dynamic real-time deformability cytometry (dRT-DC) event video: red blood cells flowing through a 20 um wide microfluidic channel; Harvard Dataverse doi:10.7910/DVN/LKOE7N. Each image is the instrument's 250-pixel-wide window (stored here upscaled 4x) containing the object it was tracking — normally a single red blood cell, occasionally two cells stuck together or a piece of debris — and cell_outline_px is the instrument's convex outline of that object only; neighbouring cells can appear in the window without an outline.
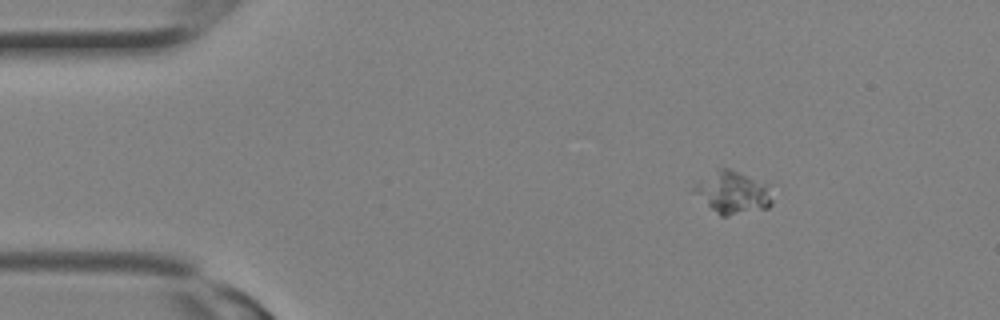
{"species": "Egyptian fruit bat (a non-hibernating species)", "species_latin": "Rousettus aegyptiacus", "temperature_condition": "room temperature", "stored_images_in_passage": 3, "camera_frame_rate_fps": 3000, "um_per_image_px": 0.085, "animal": {"sex": "female"}, "frame": {"image": 1, "passage_image": 1, "time_ms": 0.0, "image_size_px": [1000, 320], "cell_outline_px": [[772, 204], [768, 208], [728, 216], [720, 216], [692, 192], [692, 188], [696, 184], [716, 168], [728, 168], [740, 172], [768, 184], [772, 200]], "centroid_in_image_um": [62.28, 16.36], "position_along_channel_um": 22.7, "area_um2": 19.31}}